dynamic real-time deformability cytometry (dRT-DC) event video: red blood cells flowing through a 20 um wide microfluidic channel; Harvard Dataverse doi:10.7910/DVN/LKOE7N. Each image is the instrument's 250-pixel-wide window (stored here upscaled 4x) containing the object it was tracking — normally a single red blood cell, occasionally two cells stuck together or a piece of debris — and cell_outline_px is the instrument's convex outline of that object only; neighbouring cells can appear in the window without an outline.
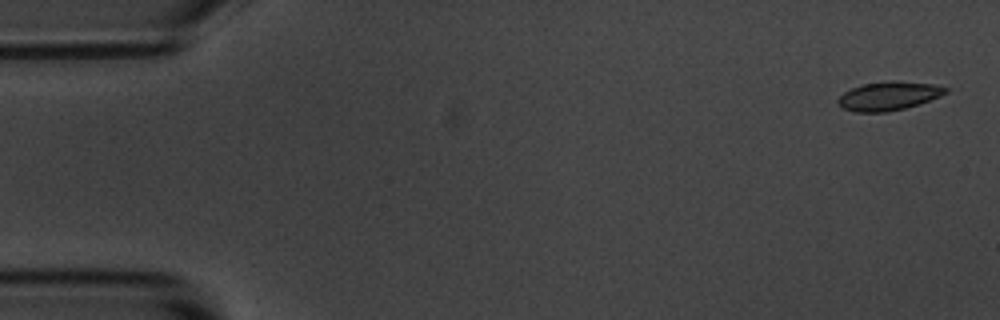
{"species": "common noctule bat (a hibernating species)", "species_latin": "Nyctalus noctula", "temperature_condition": "room temperature", "stored_images_in_passage": 5, "camera_frame_rate_fps": 3000, "um_per_image_px": 0.085, "animal": {"sex": "male", "body_mass_g": 20.1, "forearm_length_mm": 53.5}, "frame": {"image": 1, "passage_image": 1, "time_ms": 0.0, "image_size_px": [1000, 320], "cell_outline_px": [[948, 92], [940, 96], [904, 108], [884, 112], [856, 112], [844, 108], [836, 100], [844, 92], [852, 88], [864, 84], [892, 80], [896, 80], [932, 84], [948, 88]], "centroid_in_image_um": [75.53, 8.14], "position_along_channel_um": 9.5, "area_um2": 17.69}}
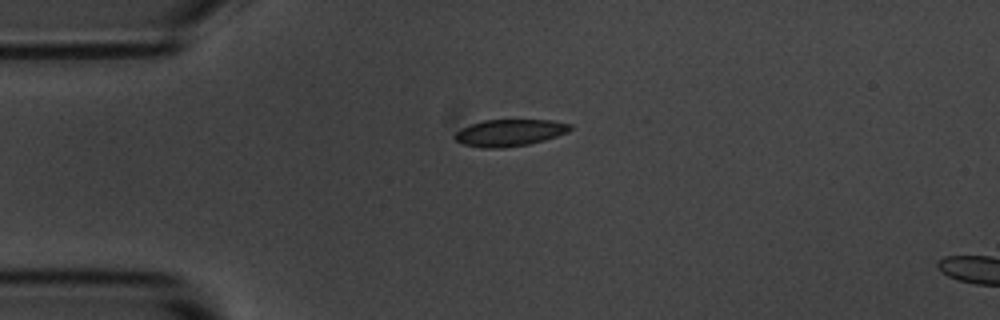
{"frame": {"image": 2, "passage_image": 4, "time_ms": 3.667, "image_size_px": [1000, 320], "cell_outline_px": [[572, 128], [568, 132], [544, 140], [528, 144], [504, 148], [484, 148], [464, 144], [456, 140], [452, 136], [460, 128], [484, 120], [552, 120], [572, 124]], "centroid_in_image_um": [43.32, 11.28], "position_along_channel_um": 41.7, "area_um2": 18.03}}